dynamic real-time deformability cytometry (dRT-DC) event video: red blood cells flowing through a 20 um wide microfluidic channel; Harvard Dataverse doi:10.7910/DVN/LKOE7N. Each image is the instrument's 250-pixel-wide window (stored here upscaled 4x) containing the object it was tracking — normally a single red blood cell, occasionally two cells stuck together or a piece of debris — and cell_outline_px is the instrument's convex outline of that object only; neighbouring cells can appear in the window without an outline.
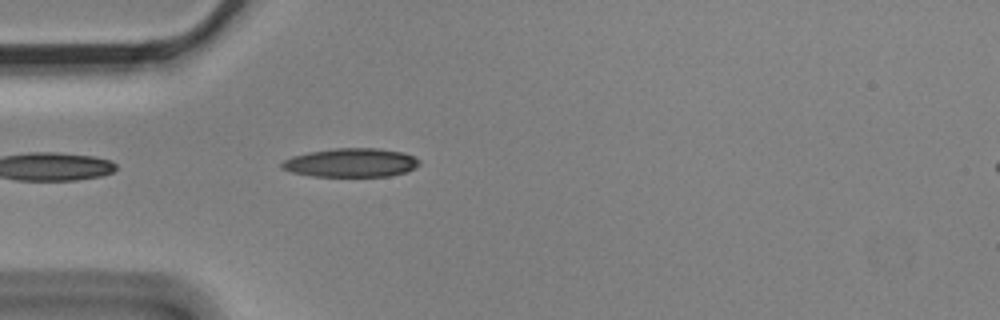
{"species": "Egyptian fruit bat (a non-hibernating species)", "species_latin": "Rousettus aegyptiacus", "temperature_condition": "cold", "stored_images_in_passage": 1, "camera_frame_rate_fps": 3000, "um_per_image_px": 0.085, "animal": {"sex": "male"}, "frame": {"image": 1, "passage_image": 1, "time_ms": 0.0, "image_size_px": [1000, 320], "cell_outline_px": [[420, 164], [416, 168], [408, 172], [388, 176], [312, 176], [292, 172], [280, 168], [280, 164], [284, 160], [292, 156], [308, 152], [336, 148], [376, 148], [404, 152], [420, 160]], "centroid_in_image_um": [29.85, 13.83], "position_along_channel_um": 55.1, "area_um2": 23.18}}